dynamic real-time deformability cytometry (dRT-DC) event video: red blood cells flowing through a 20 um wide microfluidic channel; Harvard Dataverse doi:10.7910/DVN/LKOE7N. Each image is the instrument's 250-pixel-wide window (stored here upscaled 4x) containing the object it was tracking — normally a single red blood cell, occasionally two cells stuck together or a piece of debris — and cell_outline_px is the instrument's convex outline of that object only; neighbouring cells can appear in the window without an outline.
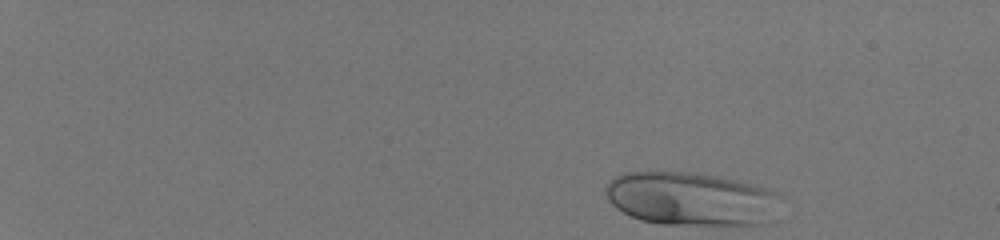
{"species": "human", "species_latin": "Homo sapiens", "temperature_condition": "room temperature", "stored_images_in_passage": 44, "camera_frame_rate_fps": 3000, "um_per_image_px": 0.085, "donor": {"sex": "male"}, "frame": {"image": 1, "passage_image": 1, "time_ms": 0.0, "image_size_px": [1000, 240], "cell_outline_px": [[772, 196], [760, 224], [664, 224], [640, 220], [616, 208], [608, 200], [604, 192], [604, 188], [608, 180], [624, 172], [692, 172], [720, 176], [756, 184], [768, 188], [772, 192]], "centroid_in_image_um": [58.46, 16.85], "position_along_channel_um": 26.5, "area_um2": 52.83}}
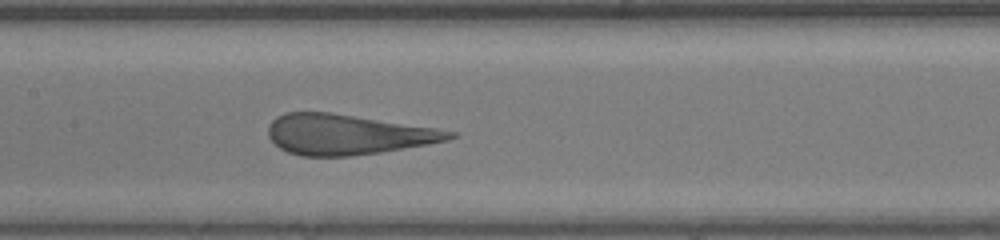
{"frame": {"image": 2, "passage_image": 25, "time_ms": 8.0, "image_size_px": [1000, 240], "cell_outline_px": [[460, 136], [448, 140], [428, 144], [380, 152], [352, 156], [300, 156], [288, 152], [280, 148], [268, 136], [268, 124], [276, 116], [284, 112], [332, 112], [436, 128], [456, 132]], "centroid_in_image_um": [29.52, 11.42], "position_along_channel_um": 177.9, "area_um2": 42.71}}
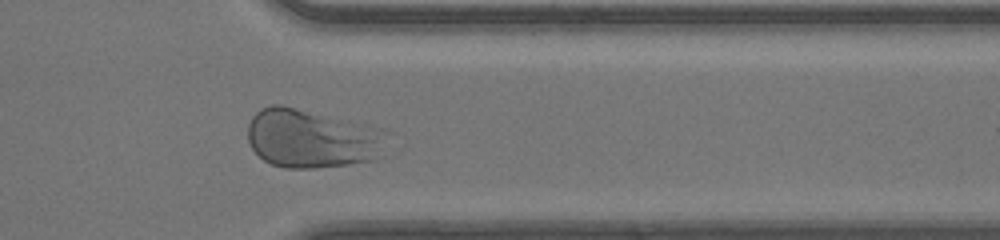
{"frame": {"image": 3, "passage_image": 40, "time_ms": 13.0, "image_size_px": [1000, 240], "cell_outline_px": [[384, 132], [376, 160], [348, 164], [316, 168], [284, 168], [272, 164], [264, 160], [252, 148], [248, 140], [248, 124], [252, 116], [260, 108], [272, 104], [280, 104], [372, 128]], "centroid_in_image_um": [26.34, 11.8], "position_along_channel_um": 385.1, "area_um2": 46.18}}